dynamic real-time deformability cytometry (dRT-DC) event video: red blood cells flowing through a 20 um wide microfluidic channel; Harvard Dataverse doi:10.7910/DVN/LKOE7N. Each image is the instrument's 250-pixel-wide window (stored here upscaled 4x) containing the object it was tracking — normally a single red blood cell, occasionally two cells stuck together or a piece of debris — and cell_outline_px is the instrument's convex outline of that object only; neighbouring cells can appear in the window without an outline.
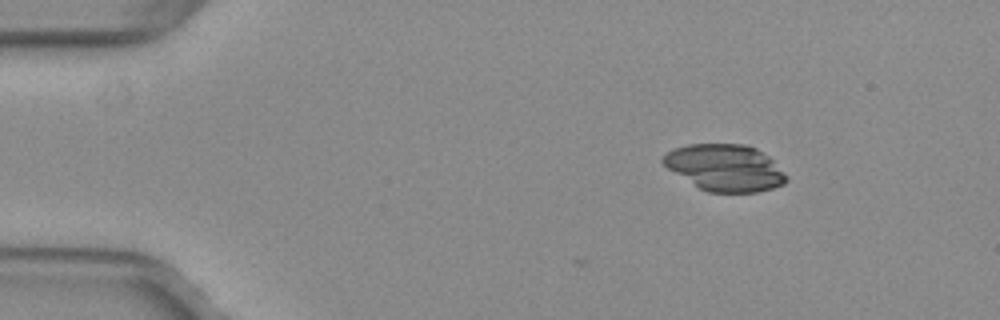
{"species": "common noctule bat (a hibernating species)", "species_latin": "Nyctalus noctula", "temperature_condition": "warm", "stored_images_in_passage": 4, "camera_frame_rate_fps": 3000, "um_per_image_px": 0.085, "animal": {"sex": "female", "body_mass_g": 29.2, "forearm_length_mm": 56.3}, "frame": {"image": 1, "passage_image": 1, "time_ms": 0.0, "image_size_px": [1000, 320], "cell_outline_px": [[788, 180], [784, 184], [772, 188], [756, 192], [708, 192], [700, 188], [668, 168], [660, 160], [668, 152], [676, 148], [688, 144], [744, 144], [756, 148], [768, 156], [788, 176]], "centroid_in_image_um": [61.65, 14.25], "position_along_channel_um": 23.3, "area_um2": 33.12}}